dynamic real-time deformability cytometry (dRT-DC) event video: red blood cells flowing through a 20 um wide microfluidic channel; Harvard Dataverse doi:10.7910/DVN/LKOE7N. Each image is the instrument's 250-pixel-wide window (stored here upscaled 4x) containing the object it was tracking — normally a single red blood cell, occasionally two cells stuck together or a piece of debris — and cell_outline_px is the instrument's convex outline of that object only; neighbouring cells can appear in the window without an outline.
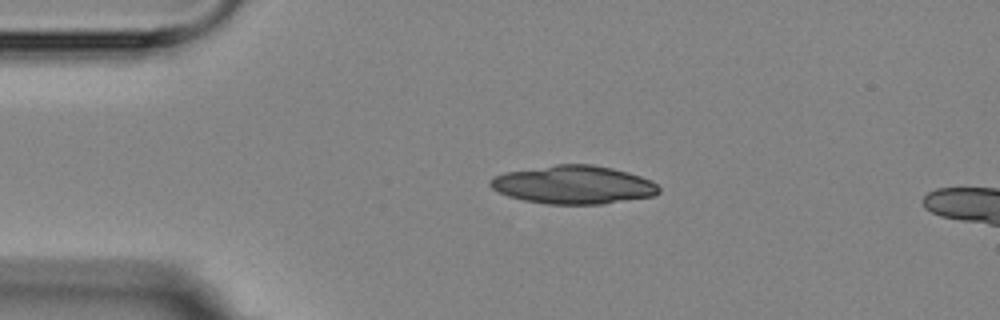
{"species": "Egyptian fruit bat (a non-hibernating species)", "species_latin": "Rousettus aegyptiacus", "temperature_condition": "room temperature", "stored_images_in_passage": 3, "segment_of_instrument_passage": [1, 2], "camera_frame_rate_fps": 3000, "um_per_image_px": 0.085, "animal": {"sex": "female"}, "frame": {"image": 1, "passage_image": 1, "time_ms": 0.0, "image_size_px": [1000, 320], "cell_outline_px": [[660, 192], [652, 196], [604, 204], [544, 204], [524, 200], [508, 196], [492, 188], [488, 184], [488, 180], [504, 172], [556, 164], [592, 164], [612, 168], [628, 172], [640, 176], [656, 184], [660, 188]], "centroid_in_image_um": [48.72, 15.7], "position_along_channel_um": 36.3, "area_um2": 37.63}}